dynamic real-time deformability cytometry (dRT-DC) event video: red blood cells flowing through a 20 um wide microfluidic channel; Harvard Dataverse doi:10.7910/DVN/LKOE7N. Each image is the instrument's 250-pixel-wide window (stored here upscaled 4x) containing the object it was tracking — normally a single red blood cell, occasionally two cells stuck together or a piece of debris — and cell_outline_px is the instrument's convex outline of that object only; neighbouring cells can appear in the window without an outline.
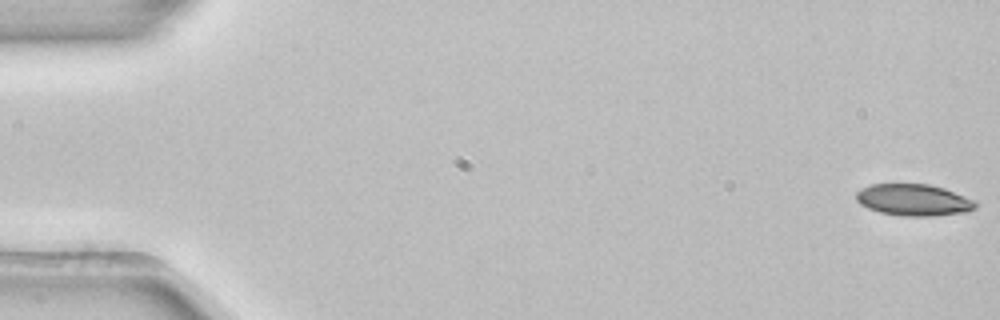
{"species": "common noctule bat (a hibernating species)", "species_latin": "Nyctalus noctula", "temperature_condition": "room temperature", "stored_images_in_passage": 53, "camera_frame_rate_fps": 3000, "um_per_image_px": 0.085, "animal": {"sex": "female", "body_mass_g": 22.7, "forearm_length_mm": 54.2}, "frame": {"image": 1, "passage_image": 1, "time_ms": 0.0, "image_size_px": [1000, 320], "cell_outline_px": [[980, 204], [976, 208], [968, 212], [936, 216], [900, 216], [880, 212], [868, 208], [860, 204], [856, 200], [856, 192], [860, 188], [872, 184], [928, 184], [944, 188], [976, 200]], "centroid_in_image_um": [77.7, 17.0], "position_along_channel_um": 7.3, "area_um2": 22.37}}
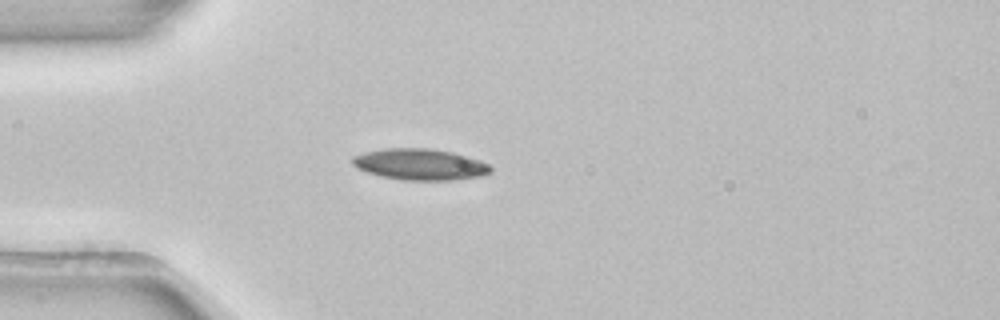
{"frame": {"image": 2, "passage_image": 15, "time_ms": 4.667, "image_size_px": [1000, 320], "cell_outline_px": [[492, 172], [484, 176], [456, 180], [400, 180], [380, 176], [356, 168], [352, 164], [352, 156], [364, 152], [384, 148], [428, 148], [452, 152], [468, 156], [480, 160], [488, 164], [492, 168]], "centroid_in_image_um": [35.72, 13.98], "position_along_channel_um": 49.3, "area_um2": 25.49}}
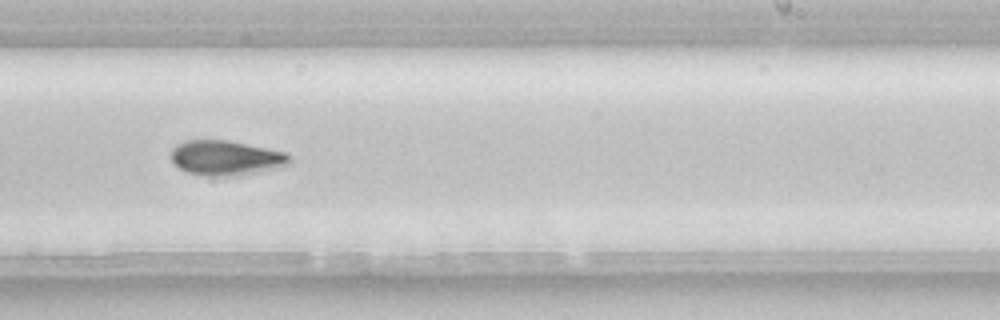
{"frame": {"image": 3, "passage_image": 33, "time_ms": 10.667, "image_size_px": [1000, 320], "cell_outline_px": [[292, 160], [288, 164], [280, 168], [240, 176], [208, 176], [188, 172], [180, 168], [172, 160], [172, 148], [176, 144], [184, 140], [228, 140], [284, 152]], "centroid_in_image_um": [19.21, 13.43], "position_along_channel_um": 269.8, "area_um2": 24.1}, "authors_computed_cell_mechanics": {"area_um2": 22.8888, "velocity_mm_per_s": 3.9072, "shape_relaxation_time_tau1_ms": 9.9639, "shape_relaxation_time_tau2_ms": null, "deformation_change_tau1": 0.2419, "deformation_change_tau2": null}}